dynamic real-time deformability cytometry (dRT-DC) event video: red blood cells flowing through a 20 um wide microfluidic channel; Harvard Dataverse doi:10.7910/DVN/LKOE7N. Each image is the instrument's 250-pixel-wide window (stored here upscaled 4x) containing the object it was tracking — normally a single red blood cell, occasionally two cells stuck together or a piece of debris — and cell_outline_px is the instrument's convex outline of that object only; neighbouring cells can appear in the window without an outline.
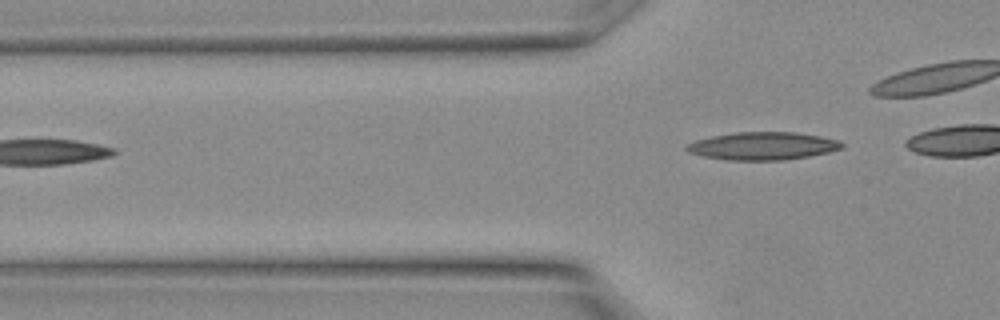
{"species": "Egyptian fruit bat (a non-hibernating species)", "species_latin": "Rousettus aegyptiacus", "temperature_condition": "warm", "stored_images_in_passage": 6, "segment_of_instrument_passage": [2, 2], "camera_frame_rate_fps": 3000, "um_per_image_px": 0.085, "animal": {"sex": "female"}, "frame": {"image": 1, "passage_image": 6, "time_ms": 1.667, "image_size_px": [1000, 320], "cell_outline_px": [[844, 148], [828, 152], [808, 156], [784, 160], [728, 160], [704, 156], [688, 152], [684, 148], [688, 144], [696, 140], [712, 136], [736, 132], [796, 132], [820, 136], [840, 140], [844, 144]], "centroid_in_image_um": [64.86, 12.4], "position_along_channel_um": 60.9, "area_um2": 25.14}}